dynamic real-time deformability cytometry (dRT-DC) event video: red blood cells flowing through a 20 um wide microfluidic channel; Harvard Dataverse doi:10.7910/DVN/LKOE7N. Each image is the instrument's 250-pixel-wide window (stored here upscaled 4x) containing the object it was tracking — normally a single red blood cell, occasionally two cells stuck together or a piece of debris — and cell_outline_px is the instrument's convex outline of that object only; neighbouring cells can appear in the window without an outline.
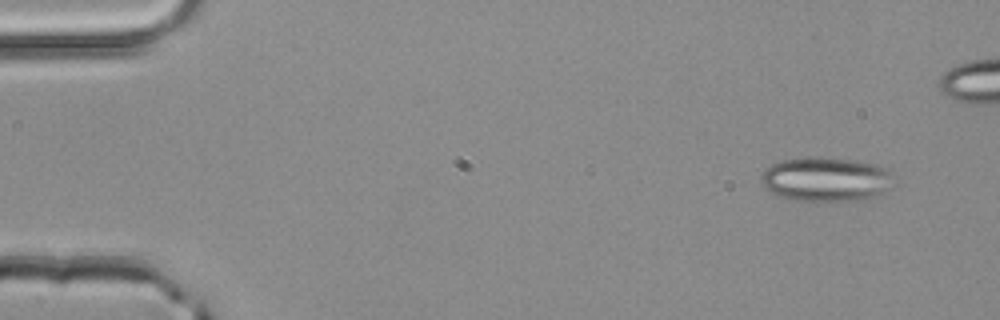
{"species": "common noctule bat (a hibernating species)", "species_latin": "Nyctalus noctula", "temperature_condition": "room temperature", "stored_images_in_passage": 3, "camera_frame_rate_fps": 3000, "um_per_image_px": 0.085, "animal": {"sex": "male", "body_mass_g": 20.4}, "frame": {"image": 1, "passage_image": 1, "time_ms": 0.0, "image_size_px": [1000, 320], "cell_outline_px": [[892, 188], [868, 200], [796, 200], [776, 196], [760, 184], [760, 176], [764, 168], [772, 164], [784, 160], [812, 156], [856, 160], [876, 164], [888, 168], [892, 172]], "centroid_in_image_um": [70.22, 15.23], "position_along_channel_um": 14.8, "area_um2": 34.74}}